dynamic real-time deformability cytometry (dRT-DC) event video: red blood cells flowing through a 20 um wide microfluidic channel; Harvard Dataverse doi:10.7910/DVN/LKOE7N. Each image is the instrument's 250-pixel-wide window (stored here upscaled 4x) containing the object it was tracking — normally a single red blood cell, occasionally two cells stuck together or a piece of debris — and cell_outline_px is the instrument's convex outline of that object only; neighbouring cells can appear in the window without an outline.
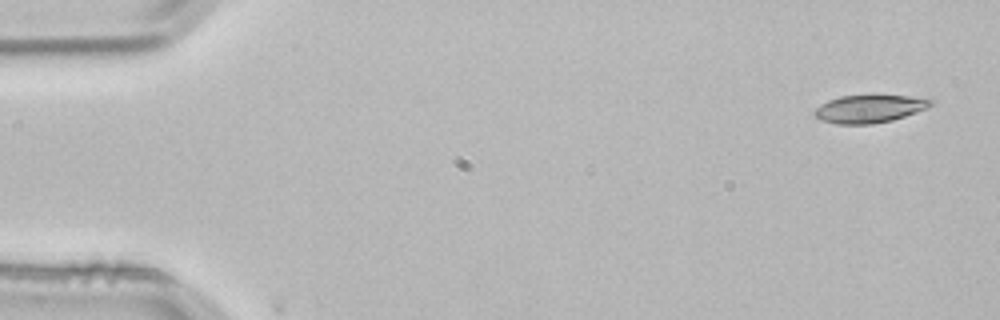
{"species": "common noctule bat (a hibernating species)", "species_latin": "Nyctalus noctula", "temperature_condition": "room temperature", "stored_images_in_passage": 4, "camera_frame_rate_fps": 3000, "um_per_image_px": 0.085, "animal": {"sex": "male", "body_mass_g": 21.5, "forearm_length_mm": 52.0}, "frame": {"image": 1, "passage_image": 1, "time_ms": 0.0, "image_size_px": [1000, 320], "cell_outline_px": [[936, 100], [928, 108], [892, 120], [872, 124], [836, 124], [820, 120], [812, 112], [820, 104], [828, 100], [840, 96], [872, 92], [876, 92], [932, 96]], "centroid_in_image_um": [74.03, 9.16], "position_along_channel_um": 11.0, "area_um2": 20.46}}
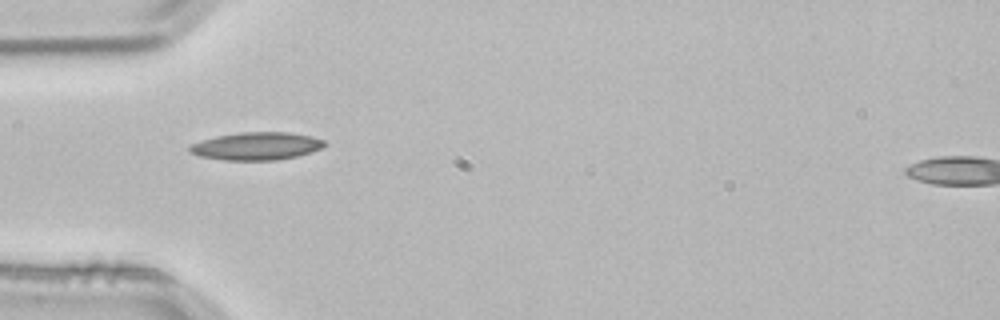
{"frame": {"image": 2, "passage_image": 4, "time_ms": 1.0, "image_size_px": [1000, 320], "cell_outline_px": [[324, 144], [320, 148], [296, 156], [276, 160], [224, 160], [200, 156], [188, 152], [188, 144], [216, 136], [240, 132], [288, 132], [312, 136], [324, 140]], "centroid_in_image_um": [21.72, 12.41], "position_along_channel_um": 63.3, "area_um2": 21.73}}